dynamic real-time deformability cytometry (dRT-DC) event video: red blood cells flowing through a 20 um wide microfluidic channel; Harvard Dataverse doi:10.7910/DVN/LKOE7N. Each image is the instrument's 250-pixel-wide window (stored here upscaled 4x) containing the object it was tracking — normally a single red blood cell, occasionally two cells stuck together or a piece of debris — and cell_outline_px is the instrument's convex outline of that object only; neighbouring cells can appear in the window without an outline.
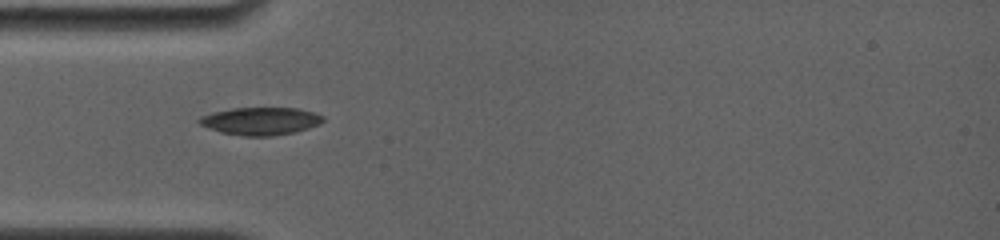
{"species": "common noctule bat (a hibernating species)", "species_latin": "Nyctalus noctula", "temperature_condition": "room temperature", "stored_images_in_passage": 40, "camera_frame_rate_fps": 4000, "um_per_image_px": 0.085, "animal": {"sex": "female", "body_mass_g": 19.0, "forearm_length_mm": 56.7}, "frame": {"image": 1, "passage_image": 1, "time_ms": 0.0, "image_size_px": [1000, 240], "cell_outline_px": [[324, 120], [320, 124], [296, 132], [272, 136], [244, 136], [220, 132], [208, 128], [200, 124], [196, 120], [200, 116], [212, 112], [232, 108], [296, 108], [312, 112], [324, 116]], "centroid_in_image_um": [22.12, 10.29], "position_along_channel_um": 62.9, "area_um2": 20.06}}
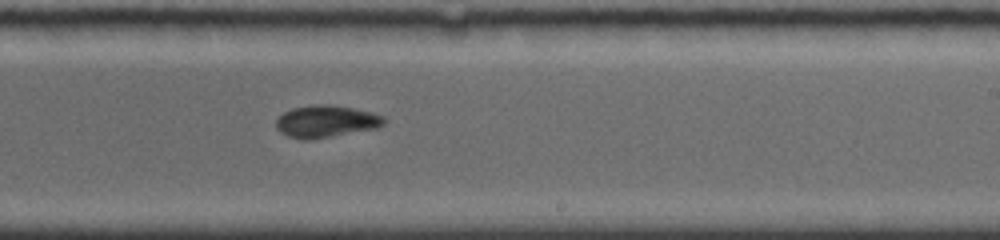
{"frame": {"image": 2, "passage_image": 23, "time_ms": 5.25, "image_size_px": [1000, 240], "cell_outline_px": [[388, 120], [384, 124], [376, 128], [332, 136], [308, 140], [304, 140], [288, 136], [280, 132], [276, 128], [276, 120], [284, 112], [292, 108], [312, 104], [328, 104], [352, 108], [384, 116]], "centroid_in_image_um": [27.69, 10.31], "position_along_channel_um": 261.3, "area_um2": 20.11}}
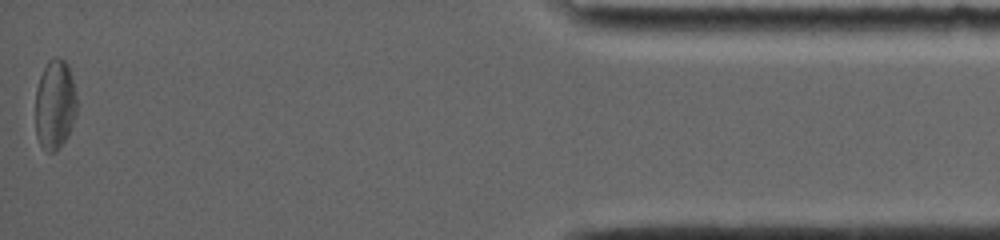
{"frame": {"image": 3, "passage_image": 40, "time_ms": 11.5, "image_size_px": [1000, 240], "cell_outline_px": [[76, 112], [68, 136], [56, 152], [48, 152], [40, 144], [36, 136], [36, 88], [40, 76], [48, 60], [56, 56], [64, 60], [68, 64], [76, 96]], "centroid_in_image_um": [4.66, 8.89], "position_along_channel_um": 430.5, "area_um2": 21.62}, "authors_computed_cell_mechanics": {"area_um2": 20.0566, "velocity_mm_per_s": 3.7873, "shape_relaxation_time_tau1_ms": null, "shape_relaxation_time_tau2_ms": 8.2932, "deformation_change_tau1": null, "deformation_change_tau2": 0.1182}}